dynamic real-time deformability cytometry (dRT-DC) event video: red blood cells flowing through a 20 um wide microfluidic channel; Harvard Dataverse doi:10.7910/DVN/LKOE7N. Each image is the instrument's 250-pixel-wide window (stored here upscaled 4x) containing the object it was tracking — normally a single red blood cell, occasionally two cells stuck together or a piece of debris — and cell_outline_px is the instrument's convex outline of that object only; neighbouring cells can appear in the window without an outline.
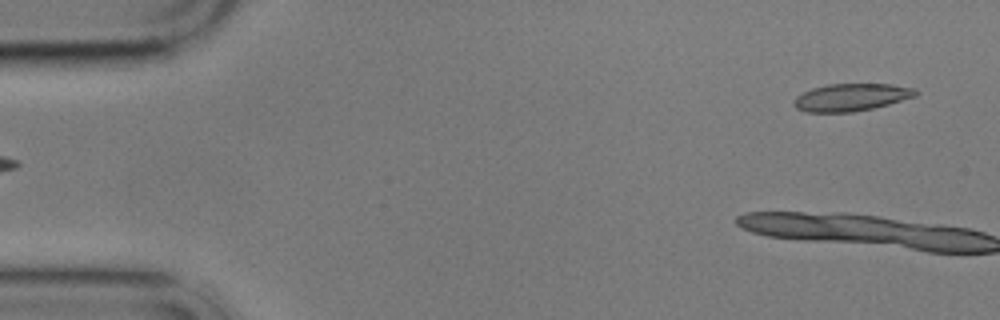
{"species": "common noctule bat (a hibernating species)", "species_latin": "Nyctalus noctula", "temperature_condition": "cold", "stored_images_in_passage": 4, "segment_of_instrument_passage": [2, 2], "camera_frame_rate_fps": 3000, "um_per_image_px": 0.085, "animal": {"sex": "male", "body_mass_g": 17.9}, "frame": {"image": 1, "passage_image": 4, "time_ms": 3.667, "image_size_px": [1000, 320], "cell_outline_px": [[920, 92], [916, 96], [888, 104], [872, 108], [852, 112], [804, 112], [796, 108], [792, 104], [796, 96], [812, 88], [828, 84], [892, 84], [916, 88]], "centroid_in_image_um": [72.36, 8.26], "position_along_channel_um": 12.6, "area_um2": 19.54}}